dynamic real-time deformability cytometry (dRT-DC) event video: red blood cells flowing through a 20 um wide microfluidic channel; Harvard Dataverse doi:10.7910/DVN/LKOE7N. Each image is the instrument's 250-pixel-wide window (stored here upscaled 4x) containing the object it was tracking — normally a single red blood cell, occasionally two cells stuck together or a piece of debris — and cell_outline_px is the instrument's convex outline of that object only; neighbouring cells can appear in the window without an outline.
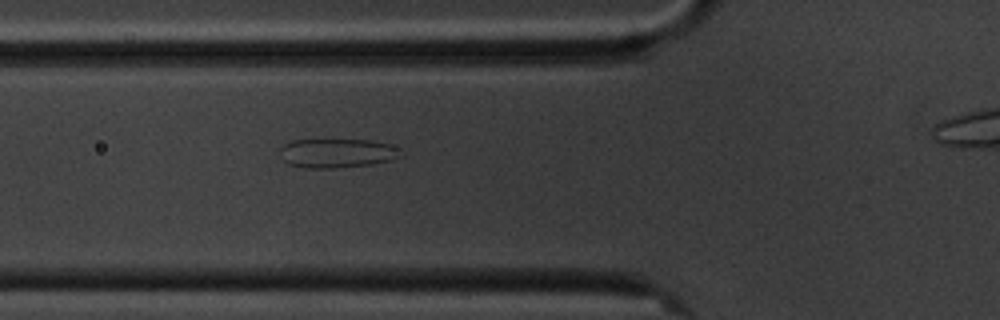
{"species": "common noctule bat (a hibernating species)", "species_latin": "Nyctalus noctula", "temperature_condition": "cold", "stored_images_in_passage": 7, "camera_frame_rate_fps": 3000, "um_per_image_px": 0.085, "animal": {"sex": "male", "body_mass_g": 20.1, "forearm_length_mm": 53.5}, "frame": {"image": 1, "passage_image": 7, "time_ms": 7.667, "image_size_px": [1000, 320], "cell_outline_px": [[404, 156], [392, 160], [372, 164], [336, 168], [304, 168], [288, 164], [284, 160], [280, 148], [284, 144], [292, 140], [372, 140], [388, 144], [404, 152]], "centroid_in_image_um": [28.69, 13.02], "position_along_channel_um": 97.1, "area_um2": 20.58}}